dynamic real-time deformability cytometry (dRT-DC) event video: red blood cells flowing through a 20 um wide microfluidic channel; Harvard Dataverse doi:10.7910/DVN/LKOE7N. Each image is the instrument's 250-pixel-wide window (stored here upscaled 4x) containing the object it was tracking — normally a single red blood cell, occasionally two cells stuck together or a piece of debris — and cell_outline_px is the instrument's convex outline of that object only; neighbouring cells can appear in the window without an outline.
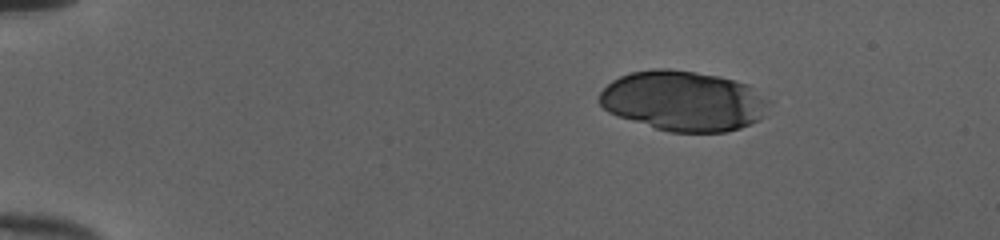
{"species": "human", "species_latin": "Homo sapiens", "temperature_condition": "cold", "stored_images_in_passage": 14, "camera_frame_rate_fps": 3000, "um_per_image_px": 0.085, "donor": {"sex": "female"}, "frame": {"image": 1, "passage_image": 1, "time_ms": 0.0, "image_size_px": [1000, 240], "cell_outline_px": [[772, 100], [764, 116], [760, 120], [740, 128], [728, 132], [668, 132], [608, 112], [596, 100], [600, 92], [612, 80], [620, 76], [632, 72], [656, 68], [668, 68], [716, 76], [748, 84]], "centroid_in_image_um": [58.12, 8.58], "position_along_channel_um": 26.9, "area_um2": 59.53}}